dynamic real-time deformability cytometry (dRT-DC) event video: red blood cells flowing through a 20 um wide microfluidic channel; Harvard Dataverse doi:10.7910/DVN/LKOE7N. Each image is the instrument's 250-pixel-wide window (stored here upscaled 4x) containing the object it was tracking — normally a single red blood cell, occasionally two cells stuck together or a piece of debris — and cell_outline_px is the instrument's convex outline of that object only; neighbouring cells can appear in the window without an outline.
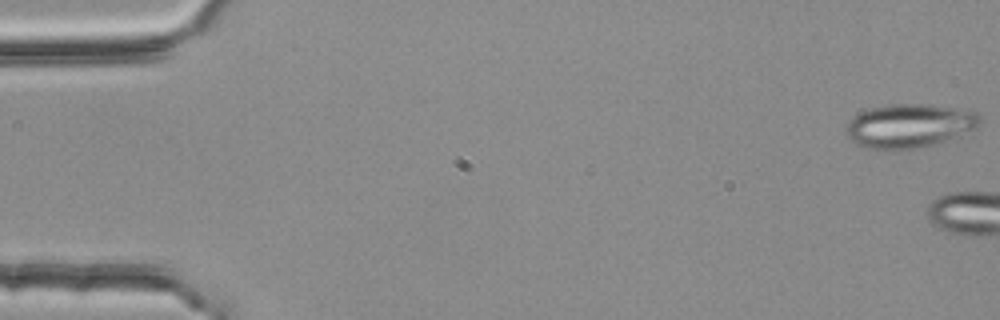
{"species": "common noctule bat (a hibernating species)", "species_latin": "Nyctalus noctula", "temperature_condition": "room temperature", "stored_images_in_passage": 4, "camera_frame_rate_fps": 3000, "um_per_image_px": 0.085, "animal": {"sex": "female", "body_mass_g": 25.1}, "frame": {"image": 1, "passage_image": 1, "time_ms": 0.0, "image_size_px": [1000, 320], "cell_outline_px": [[980, 124], [976, 128], [952, 140], [916, 148], [896, 152], [888, 152], [868, 148], [856, 144], [844, 132], [852, 116], [868, 108], [888, 104], [928, 104], [968, 108], [976, 112], [980, 116]], "centroid_in_image_um": [77.32, 10.7], "position_along_channel_um": 7.7, "area_um2": 35.32}}